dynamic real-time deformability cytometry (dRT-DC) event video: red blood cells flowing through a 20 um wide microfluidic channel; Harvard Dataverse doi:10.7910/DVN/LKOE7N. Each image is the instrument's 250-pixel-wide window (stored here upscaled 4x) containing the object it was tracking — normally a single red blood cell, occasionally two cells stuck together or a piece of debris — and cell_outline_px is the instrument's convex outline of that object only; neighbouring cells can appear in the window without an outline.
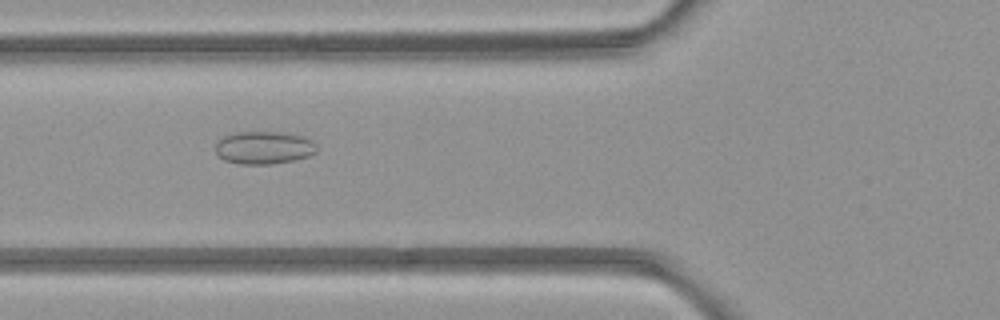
{"species": "common noctule bat (a hibernating species)", "species_latin": "Nyctalus noctula", "temperature_condition": "room temperature", "stored_images_in_passage": 8, "camera_frame_rate_fps": 3000, "um_per_image_px": 0.085, "animal": {"sex": "female", "body_mass_g": 21.9}, "frame": {"image": 1, "passage_image": 6, "time_ms": 5.667, "image_size_px": [1000, 320], "cell_outline_px": [[316, 152], [308, 156], [292, 160], [272, 164], [240, 164], [224, 160], [216, 152], [216, 144], [224, 136], [236, 132], [284, 132], [304, 136], [312, 140], [316, 144]], "centroid_in_image_um": [22.45, 12.54], "position_along_channel_um": 103.3, "area_um2": 19.31}}
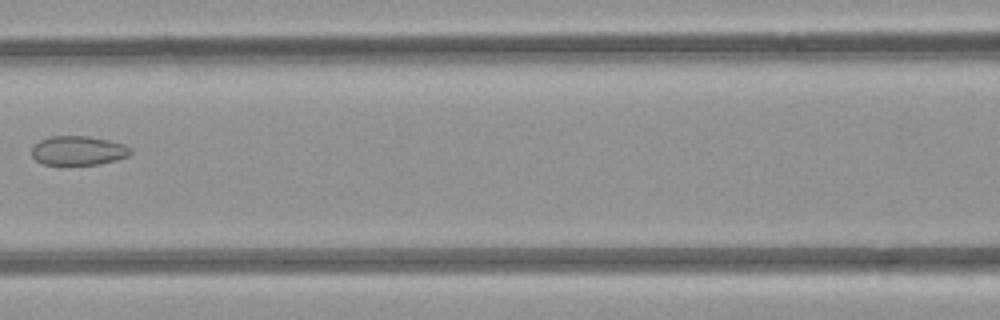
{"frame": {"image": 2, "passage_image": 7, "time_ms": 7.0, "image_size_px": [1000, 320], "cell_outline_px": [[132, 152], [128, 156], [116, 160], [96, 164], [44, 164], [36, 160], [32, 156], [32, 148], [40, 140], [52, 136], [88, 136], [108, 140], [124, 144]], "centroid_in_image_um": [6.64, 12.79], "position_along_channel_um": 160.0, "area_um2": 16.53}}
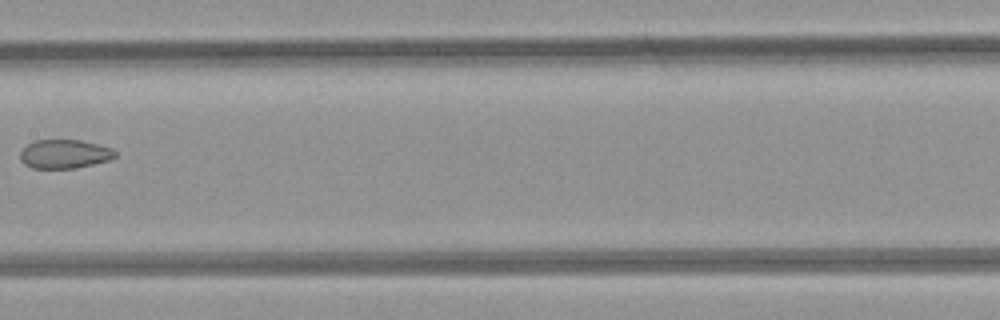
{"frame": {"image": 3, "passage_image": 8, "time_ms": 8.0, "image_size_px": [1000, 320], "cell_outline_px": [[116, 156], [108, 160], [76, 168], [32, 168], [24, 164], [20, 160], [20, 152], [28, 144], [36, 140], [80, 140], [112, 148], [116, 152]], "centroid_in_image_um": [5.46, 13.09], "position_along_channel_um": 201.9, "area_um2": 15.84}}